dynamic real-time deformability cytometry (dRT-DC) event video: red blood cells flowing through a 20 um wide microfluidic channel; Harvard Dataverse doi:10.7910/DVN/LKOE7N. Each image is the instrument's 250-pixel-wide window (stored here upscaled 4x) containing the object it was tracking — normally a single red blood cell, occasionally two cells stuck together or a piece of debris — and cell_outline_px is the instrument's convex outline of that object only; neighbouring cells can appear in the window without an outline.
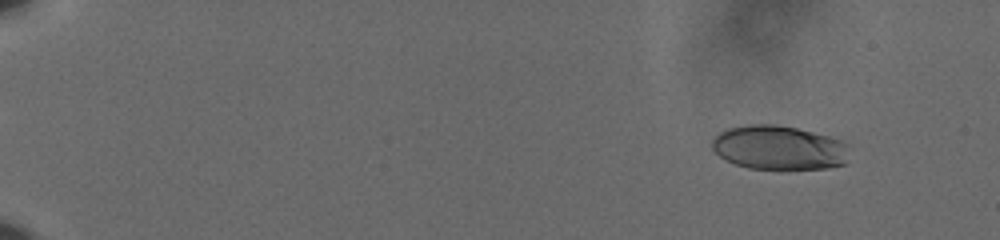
{"species": "human", "species_latin": "Homo sapiens", "temperature_condition": "cold", "stored_images_in_passage": 60, "camera_frame_rate_fps": 3000, "um_per_image_px": 0.085, "donor": {"sex": "male"}, "frame": {"image": 1, "passage_image": 7, "time_ms": 2.0, "image_size_px": [1000, 240], "cell_outline_px": [[848, 148], [844, 164], [828, 168], [788, 172], [780, 172], [748, 168], [724, 160], [712, 148], [712, 140], [720, 132], [728, 128], [748, 124], [776, 124], [796, 128], [832, 136], [844, 140], [848, 144]], "centroid_in_image_um": [66.24, 12.6], "position_along_channel_um": 18.8, "area_um2": 36.59}}
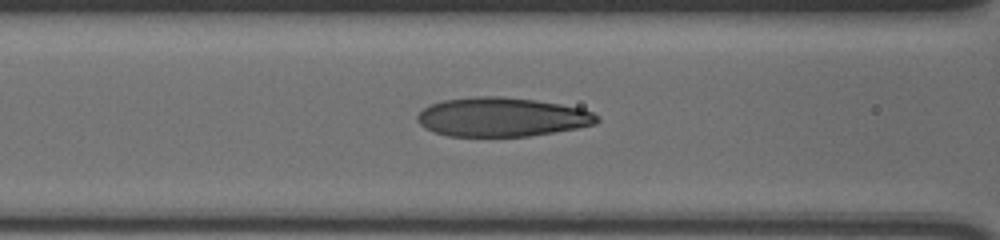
{"frame": {"image": 2, "passage_image": 29, "time_ms": 9.333, "image_size_px": [1000, 240], "cell_outline_px": [[600, 120], [596, 124], [576, 128], [528, 136], [448, 136], [424, 128], [416, 120], [416, 116], [424, 108], [432, 104], [444, 100], [472, 96], [500, 96], [536, 100], [560, 104], [580, 108], [592, 112], [600, 116]], "centroid_in_image_um": [42.66, 9.94], "position_along_channel_um": 123.9, "area_um2": 40.86}}
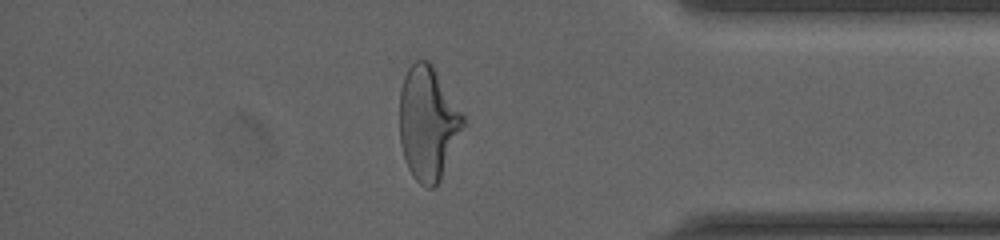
{"frame": {"image": 3, "passage_image": 53, "time_ms": 17.333, "image_size_px": [1000, 240], "cell_outline_px": [[464, 124], [440, 180], [432, 188], [428, 188], [420, 184], [412, 176], [404, 160], [400, 144], [400, 88], [404, 76], [408, 68], [416, 60], [428, 60], [432, 64], [464, 116]], "centroid_in_image_um": [36.34, 10.46], "position_along_channel_um": 398.9, "area_um2": 41.73}, "authors_computed_cell_mechanics": {"area_um2": 40.2288, "velocity_mm_per_s": 3.6341, "shape_relaxation_time_tau1_ms": 4.2049, "shape_relaxation_time_tau2_ms": 0.9745, "deformation_change_tau1": 0.1978, "deformation_change_tau2": 0.076}}